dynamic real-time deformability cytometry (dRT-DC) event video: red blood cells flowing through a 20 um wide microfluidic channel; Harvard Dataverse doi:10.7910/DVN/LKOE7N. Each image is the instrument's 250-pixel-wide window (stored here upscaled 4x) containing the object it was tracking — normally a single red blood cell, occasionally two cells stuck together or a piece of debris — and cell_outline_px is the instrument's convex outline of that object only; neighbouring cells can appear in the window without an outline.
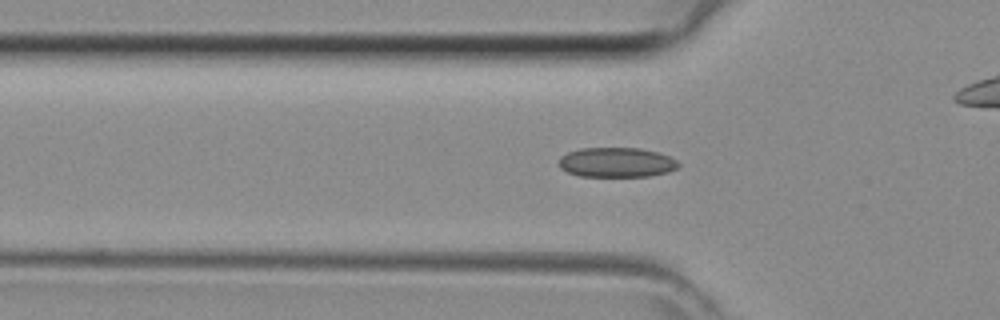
{"species": "common noctule bat (a hibernating species)", "species_latin": "Nyctalus noctula", "temperature_condition": "room temperature", "stored_images_in_passage": 37, "camera_frame_rate_fps": 3000, "um_per_image_px": 0.085, "animal": {"sex": "female", "body_mass_g": 29.2, "forearm_length_mm": 56.3}, "frame": {"image": 1, "passage_image": 6, "time_ms": 1.667, "image_size_px": [1000, 320], "cell_outline_px": [[680, 164], [676, 168], [668, 172], [648, 176], [580, 176], [568, 172], [560, 168], [560, 156], [568, 152], [580, 148], [640, 148], [656, 152], [668, 156], [676, 160]], "centroid_in_image_um": [52.39, 13.8], "position_along_channel_um": 73.4, "area_um2": 20.58}}
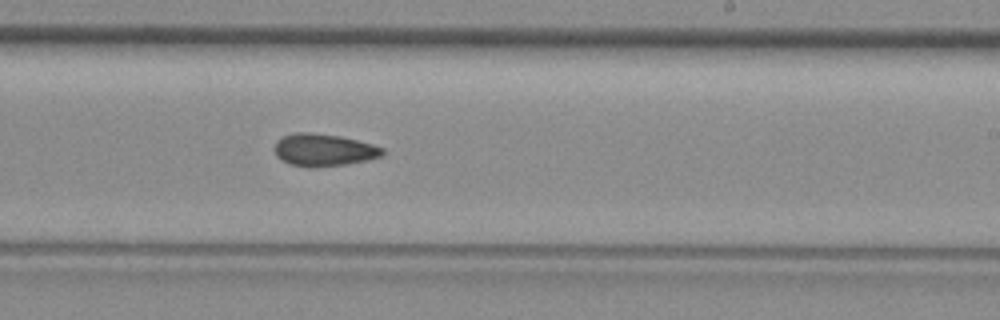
{"frame": {"image": 2, "passage_image": 18, "time_ms": 5.667, "image_size_px": [1000, 320], "cell_outline_px": [[384, 152], [380, 156], [368, 160], [344, 164], [316, 168], [308, 168], [292, 164], [280, 160], [276, 156], [276, 140], [284, 136], [296, 132], [308, 132], [340, 136], [372, 144], [384, 148]], "centroid_in_image_um": [27.5, 12.75], "position_along_channel_um": 261.5, "area_um2": 20.29}}
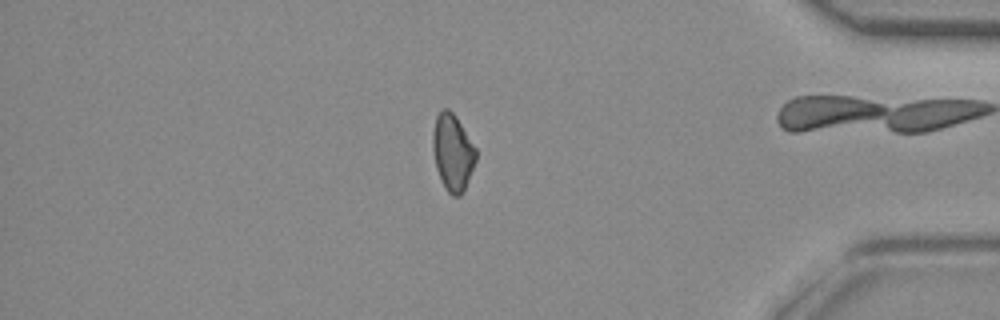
{"frame": {"image": 3, "passage_image": 29, "time_ms": 9.333, "image_size_px": [1000, 320], "cell_outline_px": [[476, 160], [464, 192], [460, 196], [452, 196], [444, 188], [440, 180], [436, 168], [432, 148], [432, 132], [436, 116], [440, 108], [448, 108], [456, 116], [476, 148]], "centroid_in_image_um": [38.46, 12.95], "position_along_channel_um": 396.7, "area_um2": 19.59}}